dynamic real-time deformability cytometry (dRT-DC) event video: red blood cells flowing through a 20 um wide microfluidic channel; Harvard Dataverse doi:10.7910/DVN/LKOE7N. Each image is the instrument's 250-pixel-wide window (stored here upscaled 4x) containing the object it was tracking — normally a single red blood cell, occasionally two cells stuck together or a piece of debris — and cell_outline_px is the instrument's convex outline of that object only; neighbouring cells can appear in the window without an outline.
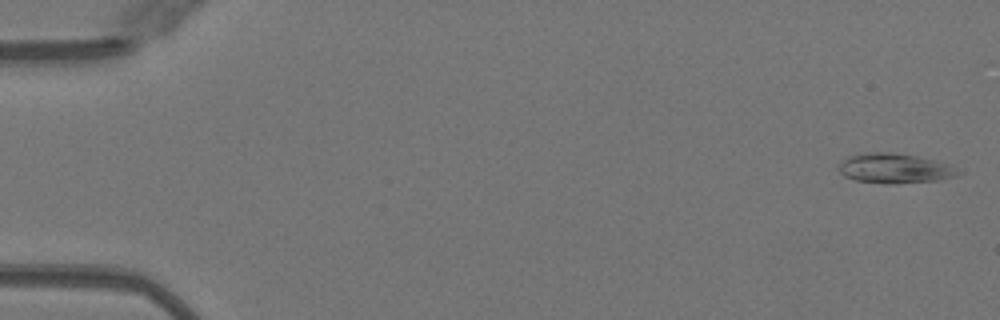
{"species": "Egyptian fruit bat (a non-hibernating species)", "species_latin": "Rousettus aegyptiacus", "temperature_condition": "warm", "stored_images_in_passage": 10, "camera_frame_rate_fps": 3000, "um_per_image_px": 0.085, "animal": {"sex": "female"}, "frame": {"image": 1, "passage_image": 1, "time_ms": 0.0, "image_size_px": [1000, 320], "cell_outline_px": [[964, 172], [956, 176], [940, 180], [856, 180], [844, 176], [840, 172], [840, 164], [848, 156], [868, 152], [892, 152], [916, 156], [948, 164]], "centroid_in_image_um": [76.08, 14.24], "position_along_channel_um": 8.9, "area_um2": 19.36}}